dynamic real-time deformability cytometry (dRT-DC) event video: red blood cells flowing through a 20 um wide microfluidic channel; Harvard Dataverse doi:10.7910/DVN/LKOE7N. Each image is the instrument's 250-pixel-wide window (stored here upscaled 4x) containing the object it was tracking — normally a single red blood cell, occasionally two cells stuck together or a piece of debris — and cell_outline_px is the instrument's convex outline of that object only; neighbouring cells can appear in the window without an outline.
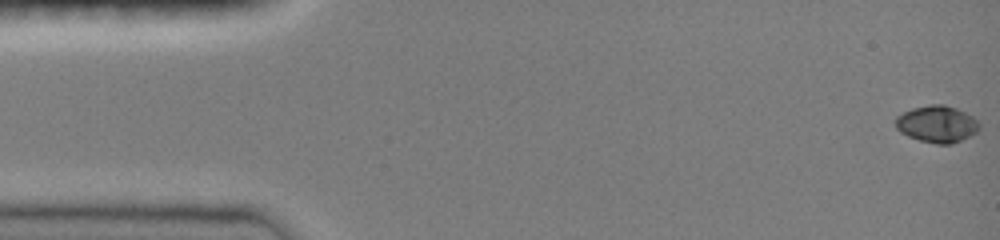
{"species": "common noctule bat (a hibernating species)", "species_latin": "Nyctalus noctula", "temperature_condition": "room temperature", "stored_images_in_passage": 48, "camera_frame_rate_fps": 3000, "um_per_image_px": 0.085, "animal": {"sex": "female", "body_mass_g": 19.0, "forearm_length_mm": 51.5}, "frame": {"image": 1, "passage_image": 1, "time_ms": 0.0, "image_size_px": [1000, 240], "cell_outline_px": [[980, 128], [976, 132], [952, 144], [936, 144], [920, 140], [908, 136], [900, 132], [896, 128], [896, 116], [912, 108], [928, 104], [944, 104], [956, 108], [972, 116], [980, 124]], "centroid_in_image_um": [79.63, 10.53], "position_along_channel_um": 5.4, "area_um2": 17.92}}
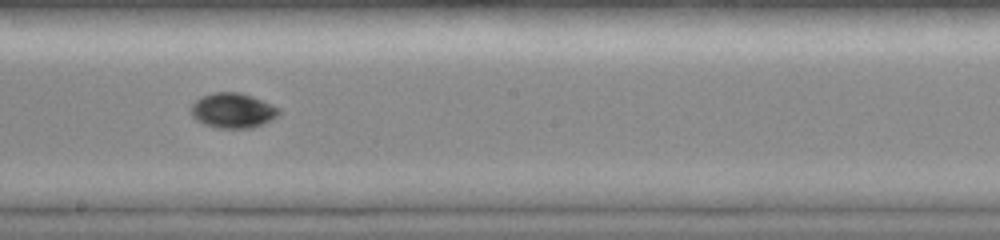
{"frame": {"image": 2, "passage_image": 27, "time_ms": 8.667, "image_size_px": [1000, 240], "cell_outline_px": [[280, 112], [272, 120], [252, 128], [220, 128], [204, 124], [196, 120], [192, 116], [192, 104], [200, 96], [212, 92], [240, 92], [252, 96], [272, 104], [280, 108]], "centroid_in_image_um": [19.79, 9.38], "position_along_channel_um": 228.4, "area_um2": 17.98}}
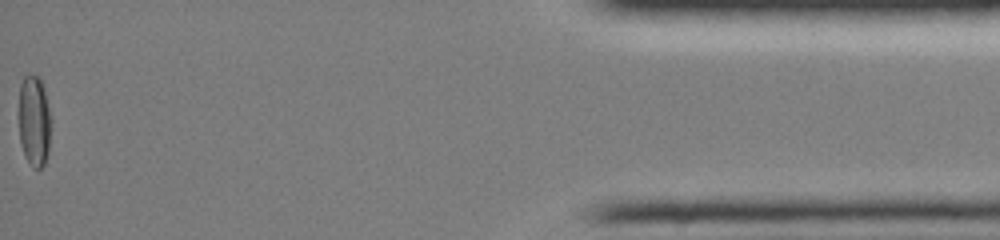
{"frame": {"image": 3, "passage_image": 48, "time_ms": 15.667, "image_size_px": [1000, 240], "cell_outline_px": [[48, 152], [44, 164], [40, 168], [36, 168], [24, 156], [20, 144], [20, 84], [24, 76], [28, 72], [36, 76], [40, 80], [44, 88], [48, 108]], "centroid_in_image_um": [2.87, 10.24], "position_along_channel_um": 432.3, "area_um2": 16.36}, "authors_computed_cell_mechanics": {"area_um2": 16.9354, "velocity_mm_per_s": 4.0764, "shape_relaxation_time_tau1_ms": 3.451, "shape_relaxation_time_tau2_ms": null, "deformation_change_tau1": 0.1398, "deformation_change_tau2": null}}